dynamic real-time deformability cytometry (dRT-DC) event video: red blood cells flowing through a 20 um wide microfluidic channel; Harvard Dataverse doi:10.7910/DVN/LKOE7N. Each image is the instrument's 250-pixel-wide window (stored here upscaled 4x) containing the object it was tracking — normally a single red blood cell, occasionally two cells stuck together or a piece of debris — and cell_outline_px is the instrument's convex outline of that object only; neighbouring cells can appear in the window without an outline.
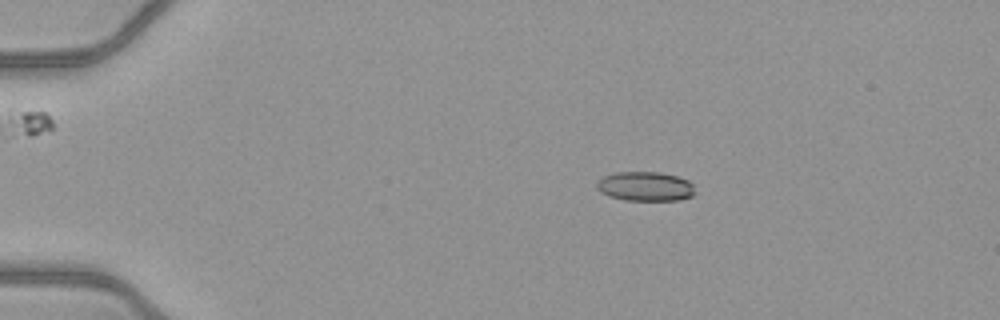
{"species": "common noctule bat (a hibernating species)", "species_latin": "Nyctalus noctula", "temperature_condition": "warm", "stored_images_in_passage": 51, "camera_frame_rate_fps": 3000, "um_per_image_px": 0.085, "animal": {"sex": "female", "body_mass_g": 21.9}, "frame": {"image": 1, "passage_image": 10, "time_ms": 3.0, "image_size_px": [1000, 320], "cell_outline_px": [[696, 192], [692, 196], [680, 200], [624, 200], [600, 192], [596, 188], [596, 180], [604, 176], [616, 172], [660, 172], [676, 176], [688, 180], [692, 184]], "centroid_in_image_um": [54.85, 15.84], "position_along_channel_um": 30.2, "area_um2": 16.88}}
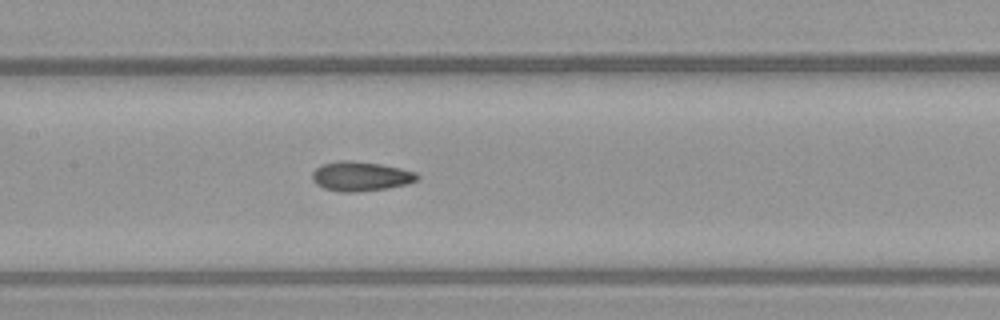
{"frame": {"image": 2, "passage_image": 26, "time_ms": 8.333, "image_size_px": [1000, 320], "cell_outline_px": [[420, 176], [416, 180], [408, 184], [388, 188], [356, 192], [340, 192], [324, 188], [316, 184], [312, 180], [312, 172], [320, 164], [336, 160], [348, 160], [380, 164], [400, 168], [416, 172]], "centroid_in_image_um": [30.63, 14.98], "position_along_channel_um": 176.8, "area_um2": 18.21}}
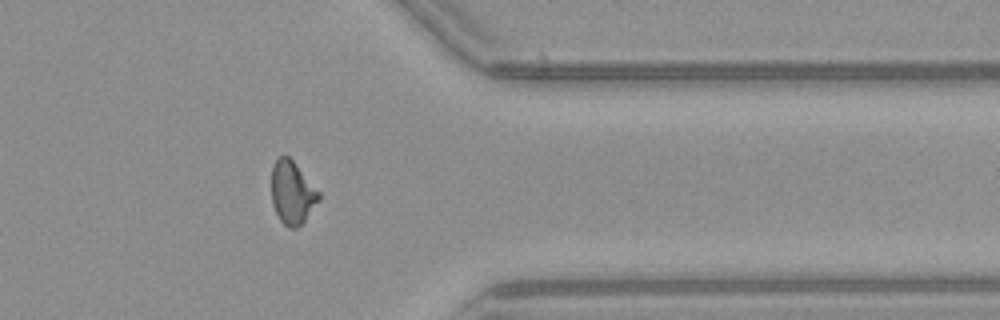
{"frame": {"image": 3, "passage_image": 42, "time_ms": 13.667, "image_size_px": [1000, 320], "cell_outline_px": [[320, 200], [304, 220], [296, 228], [288, 228], [280, 220], [272, 204], [272, 164], [284, 152], [292, 160], [320, 192]], "centroid_in_image_um": [24.83, 16.35], "position_along_channel_um": 386.6, "area_um2": 17.28}, "authors_computed_cell_mechanics": {"area_um2": 17.3978, "velocity_mm_per_s": 4.1086, "shape_relaxation_time_tau1_ms": null, "shape_relaxation_time_tau2_ms": 1.9758, "deformation_change_tau1": null, "deformation_change_tau2": 0.093}}